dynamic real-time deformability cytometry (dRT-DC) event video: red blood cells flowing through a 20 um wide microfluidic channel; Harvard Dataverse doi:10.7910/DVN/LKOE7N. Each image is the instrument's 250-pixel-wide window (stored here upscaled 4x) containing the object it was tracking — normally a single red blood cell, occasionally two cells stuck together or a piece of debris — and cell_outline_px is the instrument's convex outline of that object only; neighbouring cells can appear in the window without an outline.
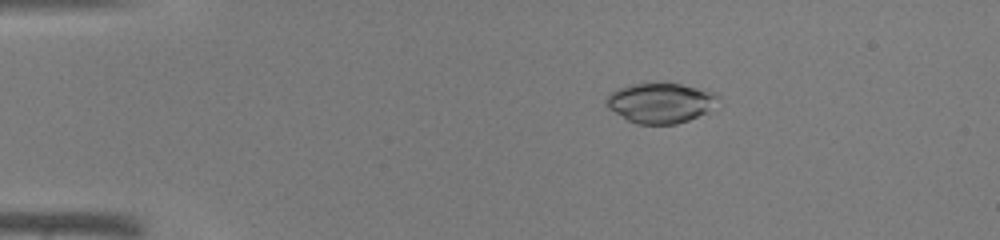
{"species": "common noctule bat (a hibernating species)", "species_latin": "Nyctalus noctula", "temperature_condition": "warm", "stored_images_in_passage": 39, "camera_frame_rate_fps": 3000, "um_per_image_px": 0.085, "animal": {"sex": "male", "body_mass_g": 19.0, "forearm_length_mm": 50.8}, "frame": {"image": 1, "passage_image": 3, "time_ms": 0.667, "image_size_px": [1000, 240], "cell_outline_px": [[720, 96], [708, 112], [688, 120], [676, 124], [636, 124], [628, 120], [608, 108], [604, 100], [612, 92], [620, 88], [632, 84], [680, 84], [712, 92]], "centroid_in_image_um": [56.13, 8.76], "position_along_channel_um": 28.9, "area_um2": 25.61}}
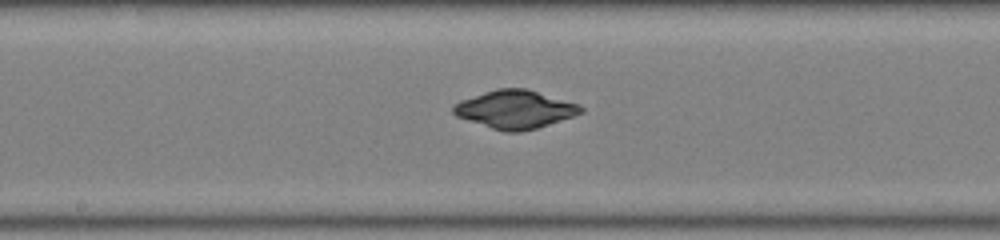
{"frame": {"image": 2, "passage_image": 19, "time_ms": 6.0, "image_size_px": [1000, 240], "cell_outline_px": [[584, 112], [536, 128], [520, 132], [504, 132], [456, 116], [452, 112], [452, 104], [460, 100], [496, 88], [524, 88], [580, 104], [584, 108]], "centroid_in_image_um": [43.76, 9.29], "position_along_channel_um": 204.4, "area_um2": 28.15}}
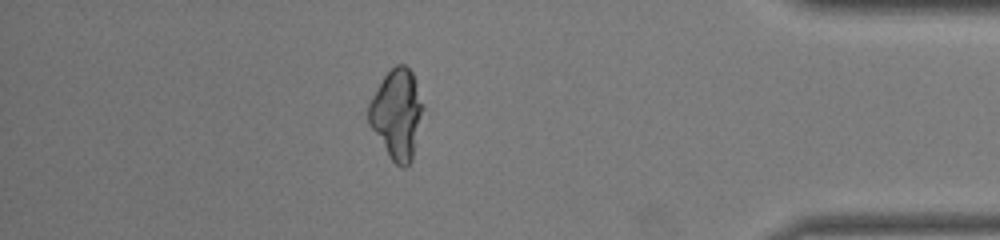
{"frame": {"image": 3, "passage_image": 34, "time_ms": 11.0, "image_size_px": [1000, 240], "cell_outline_px": [[424, 108], [412, 160], [404, 168], [400, 168], [392, 160], [368, 124], [368, 104], [372, 96], [384, 76], [396, 64], [404, 64], [412, 72], [416, 80]], "centroid_in_image_um": [33.74, 9.69], "position_along_channel_um": 401.5, "area_um2": 28.38}}